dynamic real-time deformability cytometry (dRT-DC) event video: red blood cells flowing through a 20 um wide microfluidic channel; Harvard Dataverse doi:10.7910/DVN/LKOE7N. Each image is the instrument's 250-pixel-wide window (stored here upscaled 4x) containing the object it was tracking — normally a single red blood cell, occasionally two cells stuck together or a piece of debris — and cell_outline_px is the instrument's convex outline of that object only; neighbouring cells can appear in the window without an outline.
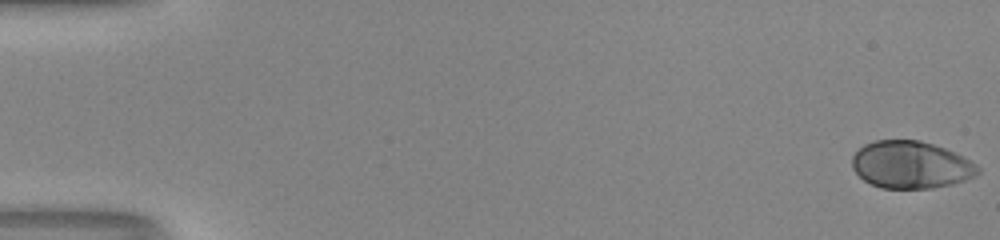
{"species": "human", "species_latin": "Homo sapiens", "temperature_condition": "room temperature", "stored_images_in_passage": 52, "camera_frame_rate_fps": 3000, "um_per_image_px": 0.085, "donor": {"sex": "male"}, "frame": {"image": 1, "passage_image": 1, "time_ms": 0.0, "image_size_px": [1000, 240], "cell_outline_px": [[980, 172], [976, 176], [952, 184], [932, 188], [880, 188], [864, 180], [852, 168], [852, 156], [864, 144], [876, 140], [920, 140], [944, 148], [964, 156], [976, 164], [980, 168]], "centroid_in_image_um": [77.44, 14.01], "position_along_channel_um": 7.6, "area_um2": 34.68}}
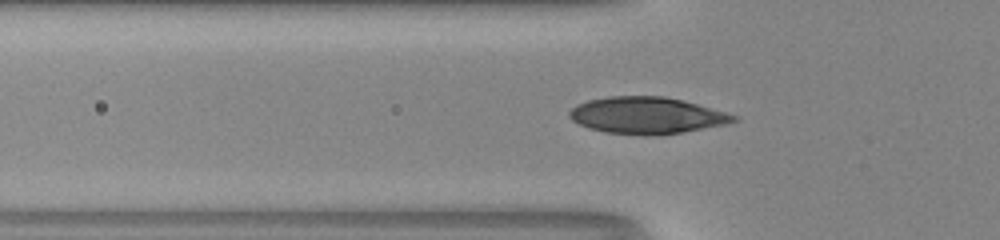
{"frame": {"image": 2, "passage_image": 19, "time_ms": 6.0, "image_size_px": [1000, 240], "cell_outline_px": [[736, 120], [724, 124], [680, 132], [656, 136], [644, 136], [604, 132], [588, 128], [572, 120], [568, 116], [568, 112], [576, 104], [588, 100], [612, 96], [664, 96], [696, 104], [724, 112], [736, 116]], "centroid_in_image_um": [54.88, 9.82], "position_along_channel_um": 70.9, "area_um2": 34.8}}
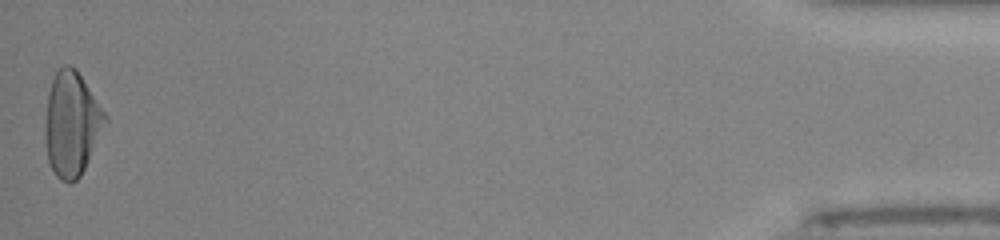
{"frame": {"image": 3, "passage_image": 52, "time_ms": 17.0, "image_size_px": [1000, 240], "cell_outline_px": [[108, 120], [80, 176], [76, 180], [68, 184], [60, 180], [56, 176], [48, 160], [44, 136], [44, 124], [48, 92], [52, 80], [56, 72], [64, 64], [68, 64], [76, 68], [108, 116]], "centroid_in_image_um": [6.08, 10.51], "position_along_channel_um": 429.1, "area_um2": 36.59}, "authors_computed_cell_mechanics": {"area_um2": 34.5933, "velocity_mm_per_s": 4.1145, "shape_relaxation_time_tau1_ms": 3.3235, "shape_relaxation_time_tau2_ms": null, "deformation_change_tau1": 0.2095, "deformation_change_tau2": null}}